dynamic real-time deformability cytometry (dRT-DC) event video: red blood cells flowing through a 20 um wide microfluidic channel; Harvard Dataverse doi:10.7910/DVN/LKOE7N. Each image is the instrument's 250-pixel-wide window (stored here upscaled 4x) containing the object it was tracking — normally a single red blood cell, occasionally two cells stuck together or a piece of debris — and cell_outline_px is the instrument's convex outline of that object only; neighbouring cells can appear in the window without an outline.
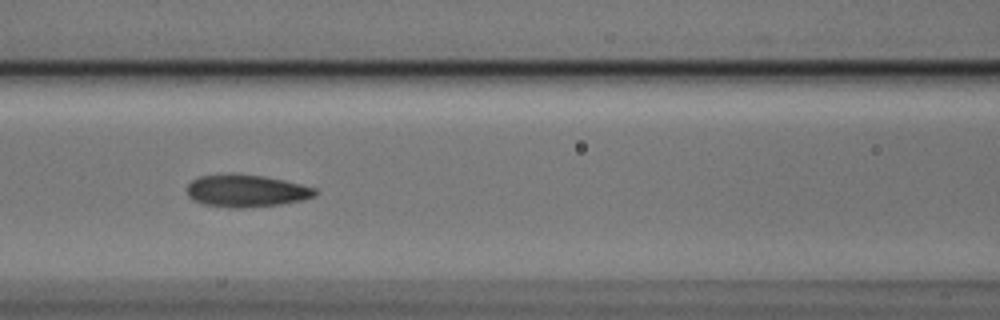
{"species": "Egyptian fruit bat (a non-hibernating species)", "species_latin": "Rousettus aegyptiacus", "temperature_condition": "cold", "stored_images_in_passage": 8, "camera_frame_rate_fps": 3000, "um_per_image_px": 0.085, "animal": {"sex": "male"}, "frame": {"image": 1, "passage_image": 6, "time_ms": 1.667, "image_size_px": [1000, 320], "cell_outline_px": [[320, 192], [316, 196], [304, 200], [280, 204], [244, 208], [236, 208], [204, 204], [192, 200], [188, 196], [188, 184], [192, 180], [200, 176], [232, 172], [264, 176], [284, 180], [316, 188]], "centroid_in_image_um": [20.96, 16.2], "position_along_channel_um": 145.6, "area_um2": 24.51}}
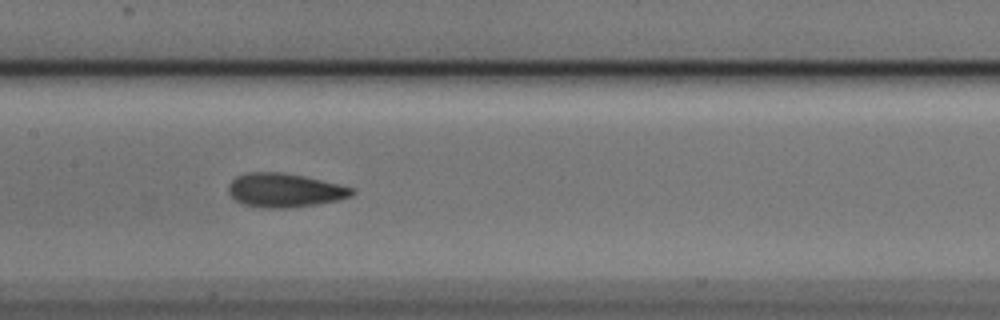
{"frame": {"image": 2, "passage_image": 7, "time_ms": 2.0, "image_size_px": [1000, 320], "cell_outline_px": [[356, 192], [352, 196], [336, 200], [316, 204], [288, 208], [264, 208], [244, 204], [236, 200], [228, 192], [228, 184], [236, 176], [248, 172], [284, 172], [304, 176], [356, 188]], "centroid_in_image_um": [24.2, 16.16], "position_along_channel_um": 183.2, "area_um2": 24.45}}
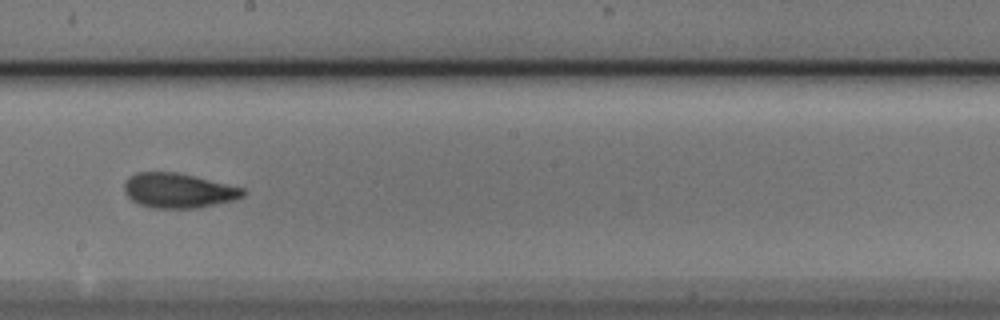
{"frame": {"image": 3, "passage_image": 8, "time_ms": 2.333, "image_size_px": [1000, 320], "cell_outline_px": [[248, 192], [244, 196], [236, 200], [196, 208], [152, 208], [140, 204], [132, 200], [124, 192], [124, 184], [128, 176], [136, 172], [176, 172], [244, 188]], "centroid_in_image_um": [15.17, 16.2], "position_along_channel_um": 233.0, "area_um2": 24.1}}